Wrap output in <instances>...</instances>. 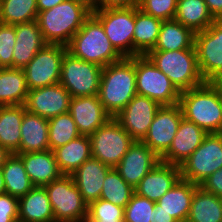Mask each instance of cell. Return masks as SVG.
Masks as SVG:
<instances>
[{
    "mask_svg": "<svg viewBox=\"0 0 222 222\" xmlns=\"http://www.w3.org/2000/svg\"><path fill=\"white\" fill-rule=\"evenodd\" d=\"M37 15V0H0V23H28L35 21Z\"/></svg>",
    "mask_w": 222,
    "mask_h": 222,
    "instance_id": "obj_35",
    "label": "cell"
},
{
    "mask_svg": "<svg viewBox=\"0 0 222 222\" xmlns=\"http://www.w3.org/2000/svg\"><path fill=\"white\" fill-rule=\"evenodd\" d=\"M65 0H37L38 13L57 6L58 4L64 2Z\"/></svg>",
    "mask_w": 222,
    "mask_h": 222,
    "instance_id": "obj_47",
    "label": "cell"
},
{
    "mask_svg": "<svg viewBox=\"0 0 222 222\" xmlns=\"http://www.w3.org/2000/svg\"><path fill=\"white\" fill-rule=\"evenodd\" d=\"M28 92L23 69H0V106L24 105Z\"/></svg>",
    "mask_w": 222,
    "mask_h": 222,
    "instance_id": "obj_31",
    "label": "cell"
},
{
    "mask_svg": "<svg viewBox=\"0 0 222 222\" xmlns=\"http://www.w3.org/2000/svg\"><path fill=\"white\" fill-rule=\"evenodd\" d=\"M178 0H140L139 9L163 21L175 18Z\"/></svg>",
    "mask_w": 222,
    "mask_h": 222,
    "instance_id": "obj_40",
    "label": "cell"
},
{
    "mask_svg": "<svg viewBox=\"0 0 222 222\" xmlns=\"http://www.w3.org/2000/svg\"><path fill=\"white\" fill-rule=\"evenodd\" d=\"M18 222H55L45 187L34 186L18 199Z\"/></svg>",
    "mask_w": 222,
    "mask_h": 222,
    "instance_id": "obj_25",
    "label": "cell"
},
{
    "mask_svg": "<svg viewBox=\"0 0 222 222\" xmlns=\"http://www.w3.org/2000/svg\"><path fill=\"white\" fill-rule=\"evenodd\" d=\"M102 69L67 51L61 63L59 83L68 90L71 97L98 95Z\"/></svg>",
    "mask_w": 222,
    "mask_h": 222,
    "instance_id": "obj_10",
    "label": "cell"
},
{
    "mask_svg": "<svg viewBox=\"0 0 222 222\" xmlns=\"http://www.w3.org/2000/svg\"><path fill=\"white\" fill-rule=\"evenodd\" d=\"M5 193V183L3 178V170L0 167V195Z\"/></svg>",
    "mask_w": 222,
    "mask_h": 222,
    "instance_id": "obj_50",
    "label": "cell"
},
{
    "mask_svg": "<svg viewBox=\"0 0 222 222\" xmlns=\"http://www.w3.org/2000/svg\"><path fill=\"white\" fill-rule=\"evenodd\" d=\"M86 222H124V208L98 199L88 205Z\"/></svg>",
    "mask_w": 222,
    "mask_h": 222,
    "instance_id": "obj_38",
    "label": "cell"
},
{
    "mask_svg": "<svg viewBox=\"0 0 222 222\" xmlns=\"http://www.w3.org/2000/svg\"><path fill=\"white\" fill-rule=\"evenodd\" d=\"M182 119L183 114L179 104L161 106L142 142L161 158L170 148Z\"/></svg>",
    "mask_w": 222,
    "mask_h": 222,
    "instance_id": "obj_14",
    "label": "cell"
},
{
    "mask_svg": "<svg viewBox=\"0 0 222 222\" xmlns=\"http://www.w3.org/2000/svg\"><path fill=\"white\" fill-rule=\"evenodd\" d=\"M44 187L55 222H86L88 205L83 201L71 175L63 174Z\"/></svg>",
    "mask_w": 222,
    "mask_h": 222,
    "instance_id": "obj_6",
    "label": "cell"
},
{
    "mask_svg": "<svg viewBox=\"0 0 222 222\" xmlns=\"http://www.w3.org/2000/svg\"><path fill=\"white\" fill-rule=\"evenodd\" d=\"M219 24H221L222 25V16L218 19V20H216Z\"/></svg>",
    "mask_w": 222,
    "mask_h": 222,
    "instance_id": "obj_52",
    "label": "cell"
},
{
    "mask_svg": "<svg viewBox=\"0 0 222 222\" xmlns=\"http://www.w3.org/2000/svg\"><path fill=\"white\" fill-rule=\"evenodd\" d=\"M222 168V133L208 134L201 145L181 164V178L201 185Z\"/></svg>",
    "mask_w": 222,
    "mask_h": 222,
    "instance_id": "obj_9",
    "label": "cell"
},
{
    "mask_svg": "<svg viewBox=\"0 0 222 222\" xmlns=\"http://www.w3.org/2000/svg\"><path fill=\"white\" fill-rule=\"evenodd\" d=\"M160 158L142 141H134L115 167L123 180L135 188Z\"/></svg>",
    "mask_w": 222,
    "mask_h": 222,
    "instance_id": "obj_17",
    "label": "cell"
},
{
    "mask_svg": "<svg viewBox=\"0 0 222 222\" xmlns=\"http://www.w3.org/2000/svg\"><path fill=\"white\" fill-rule=\"evenodd\" d=\"M91 14L102 24L113 47L123 57H133L135 7L96 9Z\"/></svg>",
    "mask_w": 222,
    "mask_h": 222,
    "instance_id": "obj_11",
    "label": "cell"
},
{
    "mask_svg": "<svg viewBox=\"0 0 222 222\" xmlns=\"http://www.w3.org/2000/svg\"><path fill=\"white\" fill-rule=\"evenodd\" d=\"M179 105L183 118L208 134L222 133V95L215 82L180 92Z\"/></svg>",
    "mask_w": 222,
    "mask_h": 222,
    "instance_id": "obj_2",
    "label": "cell"
},
{
    "mask_svg": "<svg viewBox=\"0 0 222 222\" xmlns=\"http://www.w3.org/2000/svg\"><path fill=\"white\" fill-rule=\"evenodd\" d=\"M15 40V25L0 23V64L3 68H13Z\"/></svg>",
    "mask_w": 222,
    "mask_h": 222,
    "instance_id": "obj_41",
    "label": "cell"
},
{
    "mask_svg": "<svg viewBox=\"0 0 222 222\" xmlns=\"http://www.w3.org/2000/svg\"><path fill=\"white\" fill-rule=\"evenodd\" d=\"M136 94L135 56L124 57L103 67L98 97L112 118L124 109Z\"/></svg>",
    "mask_w": 222,
    "mask_h": 222,
    "instance_id": "obj_1",
    "label": "cell"
},
{
    "mask_svg": "<svg viewBox=\"0 0 222 222\" xmlns=\"http://www.w3.org/2000/svg\"><path fill=\"white\" fill-rule=\"evenodd\" d=\"M0 222H18V198L8 193L0 195Z\"/></svg>",
    "mask_w": 222,
    "mask_h": 222,
    "instance_id": "obj_42",
    "label": "cell"
},
{
    "mask_svg": "<svg viewBox=\"0 0 222 222\" xmlns=\"http://www.w3.org/2000/svg\"><path fill=\"white\" fill-rule=\"evenodd\" d=\"M137 95L146 96L161 106L179 104L180 92L146 55L135 56Z\"/></svg>",
    "mask_w": 222,
    "mask_h": 222,
    "instance_id": "obj_7",
    "label": "cell"
},
{
    "mask_svg": "<svg viewBox=\"0 0 222 222\" xmlns=\"http://www.w3.org/2000/svg\"><path fill=\"white\" fill-rule=\"evenodd\" d=\"M154 208V201L134 193L124 208V222H150Z\"/></svg>",
    "mask_w": 222,
    "mask_h": 222,
    "instance_id": "obj_39",
    "label": "cell"
},
{
    "mask_svg": "<svg viewBox=\"0 0 222 222\" xmlns=\"http://www.w3.org/2000/svg\"><path fill=\"white\" fill-rule=\"evenodd\" d=\"M174 19L195 33L207 29L216 21L204 0H178Z\"/></svg>",
    "mask_w": 222,
    "mask_h": 222,
    "instance_id": "obj_33",
    "label": "cell"
},
{
    "mask_svg": "<svg viewBox=\"0 0 222 222\" xmlns=\"http://www.w3.org/2000/svg\"><path fill=\"white\" fill-rule=\"evenodd\" d=\"M200 187L222 198V168L210 175Z\"/></svg>",
    "mask_w": 222,
    "mask_h": 222,
    "instance_id": "obj_43",
    "label": "cell"
},
{
    "mask_svg": "<svg viewBox=\"0 0 222 222\" xmlns=\"http://www.w3.org/2000/svg\"><path fill=\"white\" fill-rule=\"evenodd\" d=\"M195 32L175 19L163 21L152 50L173 51L195 49Z\"/></svg>",
    "mask_w": 222,
    "mask_h": 222,
    "instance_id": "obj_30",
    "label": "cell"
},
{
    "mask_svg": "<svg viewBox=\"0 0 222 222\" xmlns=\"http://www.w3.org/2000/svg\"><path fill=\"white\" fill-rule=\"evenodd\" d=\"M163 20L145 14L135 7L133 57L146 55L156 45Z\"/></svg>",
    "mask_w": 222,
    "mask_h": 222,
    "instance_id": "obj_28",
    "label": "cell"
},
{
    "mask_svg": "<svg viewBox=\"0 0 222 222\" xmlns=\"http://www.w3.org/2000/svg\"><path fill=\"white\" fill-rule=\"evenodd\" d=\"M2 170L5 193L19 199L34 187L26 173L22 159L17 154H11L6 159Z\"/></svg>",
    "mask_w": 222,
    "mask_h": 222,
    "instance_id": "obj_34",
    "label": "cell"
},
{
    "mask_svg": "<svg viewBox=\"0 0 222 222\" xmlns=\"http://www.w3.org/2000/svg\"><path fill=\"white\" fill-rule=\"evenodd\" d=\"M49 127V150H54L70 141L78 138L76 124L70 113L60 114L48 120Z\"/></svg>",
    "mask_w": 222,
    "mask_h": 222,
    "instance_id": "obj_37",
    "label": "cell"
},
{
    "mask_svg": "<svg viewBox=\"0 0 222 222\" xmlns=\"http://www.w3.org/2000/svg\"><path fill=\"white\" fill-rule=\"evenodd\" d=\"M69 113L78 132L88 136L112 118L104 109L98 95L71 97Z\"/></svg>",
    "mask_w": 222,
    "mask_h": 222,
    "instance_id": "obj_18",
    "label": "cell"
},
{
    "mask_svg": "<svg viewBox=\"0 0 222 222\" xmlns=\"http://www.w3.org/2000/svg\"><path fill=\"white\" fill-rule=\"evenodd\" d=\"M20 130V154L49 150L48 119L25 111Z\"/></svg>",
    "mask_w": 222,
    "mask_h": 222,
    "instance_id": "obj_26",
    "label": "cell"
},
{
    "mask_svg": "<svg viewBox=\"0 0 222 222\" xmlns=\"http://www.w3.org/2000/svg\"><path fill=\"white\" fill-rule=\"evenodd\" d=\"M140 0H99L98 9L134 8L139 6Z\"/></svg>",
    "mask_w": 222,
    "mask_h": 222,
    "instance_id": "obj_44",
    "label": "cell"
},
{
    "mask_svg": "<svg viewBox=\"0 0 222 222\" xmlns=\"http://www.w3.org/2000/svg\"><path fill=\"white\" fill-rule=\"evenodd\" d=\"M91 11L74 0H65L37 15V23L47 44L68 46Z\"/></svg>",
    "mask_w": 222,
    "mask_h": 222,
    "instance_id": "obj_3",
    "label": "cell"
},
{
    "mask_svg": "<svg viewBox=\"0 0 222 222\" xmlns=\"http://www.w3.org/2000/svg\"><path fill=\"white\" fill-rule=\"evenodd\" d=\"M60 171L71 175L86 160L92 157L90 138L80 135L69 143L53 150Z\"/></svg>",
    "mask_w": 222,
    "mask_h": 222,
    "instance_id": "obj_29",
    "label": "cell"
},
{
    "mask_svg": "<svg viewBox=\"0 0 222 222\" xmlns=\"http://www.w3.org/2000/svg\"><path fill=\"white\" fill-rule=\"evenodd\" d=\"M181 178L180 166L160 161L134 188L139 196L157 202Z\"/></svg>",
    "mask_w": 222,
    "mask_h": 222,
    "instance_id": "obj_20",
    "label": "cell"
},
{
    "mask_svg": "<svg viewBox=\"0 0 222 222\" xmlns=\"http://www.w3.org/2000/svg\"><path fill=\"white\" fill-rule=\"evenodd\" d=\"M215 83L218 86V88H219V90L221 92V95H222V78L216 80Z\"/></svg>",
    "mask_w": 222,
    "mask_h": 222,
    "instance_id": "obj_51",
    "label": "cell"
},
{
    "mask_svg": "<svg viewBox=\"0 0 222 222\" xmlns=\"http://www.w3.org/2000/svg\"><path fill=\"white\" fill-rule=\"evenodd\" d=\"M194 46L204 81L222 78V25L215 21L207 29L196 32Z\"/></svg>",
    "mask_w": 222,
    "mask_h": 222,
    "instance_id": "obj_13",
    "label": "cell"
},
{
    "mask_svg": "<svg viewBox=\"0 0 222 222\" xmlns=\"http://www.w3.org/2000/svg\"><path fill=\"white\" fill-rule=\"evenodd\" d=\"M110 169L111 167L91 157L71 174L87 205L100 199L104 180Z\"/></svg>",
    "mask_w": 222,
    "mask_h": 222,
    "instance_id": "obj_21",
    "label": "cell"
},
{
    "mask_svg": "<svg viewBox=\"0 0 222 222\" xmlns=\"http://www.w3.org/2000/svg\"><path fill=\"white\" fill-rule=\"evenodd\" d=\"M210 14L215 20L222 16V0H204Z\"/></svg>",
    "mask_w": 222,
    "mask_h": 222,
    "instance_id": "obj_45",
    "label": "cell"
},
{
    "mask_svg": "<svg viewBox=\"0 0 222 222\" xmlns=\"http://www.w3.org/2000/svg\"><path fill=\"white\" fill-rule=\"evenodd\" d=\"M11 155V153L5 149L4 147L0 146V167H2L6 161V159Z\"/></svg>",
    "mask_w": 222,
    "mask_h": 222,
    "instance_id": "obj_49",
    "label": "cell"
},
{
    "mask_svg": "<svg viewBox=\"0 0 222 222\" xmlns=\"http://www.w3.org/2000/svg\"><path fill=\"white\" fill-rule=\"evenodd\" d=\"M67 50L74 57L106 67L124 57L113 47L102 24L91 14L73 36Z\"/></svg>",
    "mask_w": 222,
    "mask_h": 222,
    "instance_id": "obj_4",
    "label": "cell"
},
{
    "mask_svg": "<svg viewBox=\"0 0 222 222\" xmlns=\"http://www.w3.org/2000/svg\"><path fill=\"white\" fill-rule=\"evenodd\" d=\"M83 4L86 8H88L91 12L98 9L99 0H74Z\"/></svg>",
    "mask_w": 222,
    "mask_h": 222,
    "instance_id": "obj_48",
    "label": "cell"
},
{
    "mask_svg": "<svg viewBox=\"0 0 222 222\" xmlns=\"http://www.w3.org/2000/svg\"><path fill=\"white\" fill-rule=\"evenodd\" d=\"M146 56L170 79L179 92L205 82L199 69L196 49L150 50Z\"/></svg>",
    "mask_w": 222,
    "mask_h": 222,
    "instance_id": "obj_5",
    "label": "cell"
},
{
    "mask_svg": "<svg viewBox=\"0 0 222 222\" xmlns=\"http://www.w3.org/2000/svg\"><path fill=\"white\" fill-rule=\"evenodd\" d=\"M89 138L92 157L111 168L119 164L135 141L115 118L109 119Z\"/></svg>",
    "mask_w": 222,
    "mask_h": 222,
    "instance_id": "obj_8",
    "label": "cell"
},
{
    "mask_svg": "<svg viewBox=\"0 0 222 222\" xmlns=\"http://www.w3.org/2000/svg\"><path fill=\"white\" fill-rule=\"evenodd\" d=\"M17 155L22 159L26 173L34 186L44 187L63 175L52 150Z\"/></svg>",
    "mask_w": 222,
    "mask_h": 222,
    "instance_id": "obj_23",
    "label": "cell"
},
{
    "mask_svg": "<svg viewBox=\"0 0 222 222\" xmlns=\"http://www.w3.org/2000/svg\"><path fill=\"white\" fill-rule=\"evenodd\" d=\"M222 198L205 191L199 185L195 188L186 222H221Z\"/></svg>",
    "mask_w": 222,
    "mask_h": 222,
    "instance_id": "obj_32",
    "label": "cell"
},
{
    "mask_svg": "<svg viewBox=\"0 0 222 222\" xmlns=\"http://www.w3.org/2000/svg\"><path fill=\"white\" fill-rule=\"evenodd\" d=\"M71 95L60 83L29 90L25 109L29 113L51 119L69 112Z\"/></svg>",
    "mask_w": 222,
    "mask_h": 222,
    "instance_id": "obj_16",
    "label": "cell"
},
{
    "mask_svg": "<svg viewBox=\"0 0 222 222\" xmlns=\"http://www.w3.org/2000/svg\"><path fill=\"white\" fill-rule=\"evenodd\" d=\"M150 222H178L170 214L161 211L160 209H153V217Z\"/></svg>",
    "mask_w": 222,
    "mask_h": 222,
    "instance_id": "obj_46",
    "label": "cell"
},
{
    "mask_svg": "<svg viewBox=\"0 0 222 222\" xmlns=\"http://www.w3.org/2000/svg\"><path fill=\"white\" fill-rule=\"evenodd\" d=\"M24 105L0 106V146L11 154H20Z\"/></svg>",
    "mask_w": 222,
    "mask_h": 222,
    "instance_id": "obj_27",
    "label": "cell"
},
{
    "mask_svg": "<svg viewBox=\"0 0 222 222\" xmlns=\"http://www.w3.org/2000/svg\"><path fill=\"white\" fill-rule=\"evenodd\" d=\"M67 47L47 44L23 68L29 90L58 84Z\"/></svg>",
    "mask_w": 222,
    "mask_h": 222,
    "instance_id": "obj_12",
    "label": "cell"
},
{
    "mask_svg": "<svg viewBox=\"0 0 222 222\" xmlns=\"http://www.w3.org/2000/svg\"><path fill=\"white\" fill-rule=\"evenodd\" d=\"M134 193V188L123 180L115 168H111L104 180L100 199L125 208Z\"/></svg>",
    "mask_w": 222,
    "mask_h": 222,
    "instance_id": "obj_36",
    "label": "cell"
},
{
    "mask_svg": "<svg viewBox=\"0 0 222 222\" xmlns=\"http://www.w3.org/2000/svg\"><path fill=\"white\" fill-rule=\"evenodd\" d=\"M160 108L158 102L136 94L114 118L135 141H142Z\"/></svg>",
    "mask_w": 222,
    "mask_h": 222,
    "instance_id": "obj_15",
    "label": "cell"
},
{
    "mask_svg": "<svg viewBox=\"0 0 222 222\" xmlns=\"http://www.w3.org/2000/svg\"><path fill=\"white\" fill-rule=\"evenodd\" d=\"M196 186L180 178L163 197L155 202V209L170 214L178 222H186Z\"/></svg>",
    "mask_w": 222,
    "mask_h": 222,
    "instance_id": "obj_24",
    "label": "cell"
},
{
    "mask_svg": "<svg viewBox=\"0 0 222 222\" xmlns=\"http://www.w3.org/2000/svg\"><path fill=\"white\" fill-rule=\"evenodd\" d=\"M208 133L194 122L183 118L168 151L160 161L181 166L187 158L201 145Z\"/></svg>",
    "mask_w": 222,
    "mask_h": 222,
    "instance_id": "obj_19",
    "label": "cell"
},
{
    "mask_svg": "<svg viewBox=\"0 0 222 222\" xmlns=\"http://www.w3.org/2000/svg\"><path fill=\"white\" fill-rule=\"evenodd\" d=\"M16 40L13 52V68L23 69L47 43L37 21L15 25Z\"/></svg>",
    "mask_w": 222,
    "mask_h": 222,
    "instance_id": "obj_22",
    "label": "cell"
}]
</instances>
